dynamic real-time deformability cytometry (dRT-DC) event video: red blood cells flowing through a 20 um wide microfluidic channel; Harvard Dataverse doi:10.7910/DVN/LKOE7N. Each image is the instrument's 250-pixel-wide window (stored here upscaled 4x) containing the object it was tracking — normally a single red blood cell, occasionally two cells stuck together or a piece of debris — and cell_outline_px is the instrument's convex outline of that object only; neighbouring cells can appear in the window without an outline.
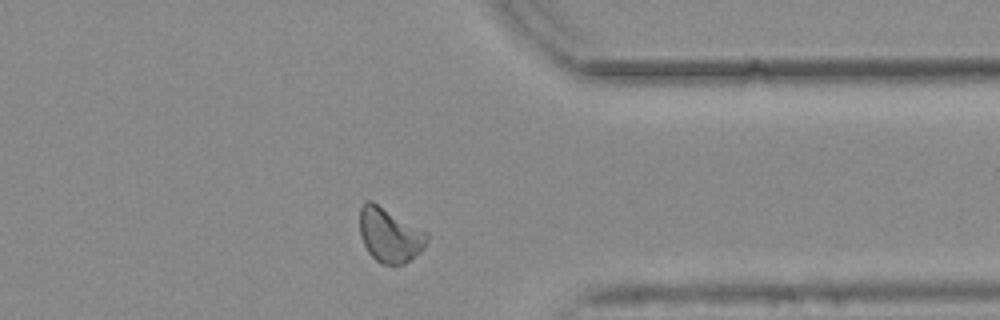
{"species": "common noctule bat (a hibernating species)", "species_latin": "Nyctalus noctula", "temperature_condition": "warm", "stored_images_in_passage": 40, "camera_frame_rate_fps": 3000, "um_per_image_px": 0.085, "animal": {"sex": "female", "body_mass_g": 25.1}, "frame": {"image": 1, "passage_image": 38, "time_ms": 12.333, "image_size_px": [1000, 320], "cell_outline_px": [[428, 240], [424, 248], [420, 252], [404, 264], [380, 264], [368, 252], [360, 236], [360, 208], [364, 200], [372, 200], [428, 232]], "centroid_in_image_um": [33.12, 19.96], "position_along_channel_um": 378.3, "area_um2": 21.5}}